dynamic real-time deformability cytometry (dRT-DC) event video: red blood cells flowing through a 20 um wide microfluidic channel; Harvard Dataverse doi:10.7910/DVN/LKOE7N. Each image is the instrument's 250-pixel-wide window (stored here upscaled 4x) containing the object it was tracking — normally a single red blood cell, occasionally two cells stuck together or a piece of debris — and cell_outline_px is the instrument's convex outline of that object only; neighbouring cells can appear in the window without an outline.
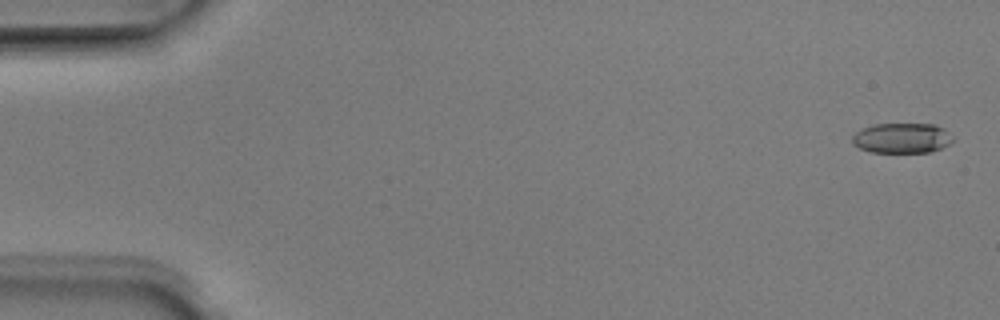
{"species": "Egyptian fruit bat (a non-hibernating species)", "species_latin": "Rousettus aegyptiacus", "temperature_condition": "room temperature", "stored_images_in_passage": 9, "camera_frame_rate_fps": 3000, "um_per_image_px": 0.085, "animal": {"sex": "male"}, "frame": {"image": 1, "passage_image": 2, "time_ms": 0.333, "image_size_px": [1000, 320], "cell_outline_px": [[956, 140], [940, 148], [928, 152], [872, 152], [860, 148], [852, 144], [852, 136], [856, 132], [872, 124], [932, 124], [944, 128]], "centroid_in_image_um": [76.66, 11.73], "position_along_channel_um": 8.3, "area_um2": 17.63}}